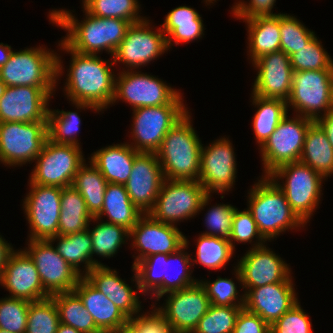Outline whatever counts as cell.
<instances>
[{
  "instance_id": "6da1fadb",
  "label": "cell",
  "mask_w": 333,
  "mask_h": 333,
  "mask_svg": "<svg viewBox=\"0 0 333 333\" xmlns=\"http://www.w3.org/2000/svg\"><path fill=\"white\" fill-rule=\"evenodd\" d=\"M60 43L58 46L61 50L71 54L68 78L64 86L68 99L77 109L91 108L99 113L108 108L114 97L117 76L111 69L113 60L103 61L97 55L81 54L70 49L62 40Z\"/></svg>"
},
{
  "instance_id": "7a4b0ae2",
  "label": "cell",
  "mask_w": 333,
  "mask_h": 333,
  "mask_svg": "<svg viewBox=\"0 0 333 333\" xmlns=\"http://www.w3.org/2000/svg\"><path fill=\"white\" fill-rule=\"evenodd\" d=\"M84 11L86 19L81 22L63 9L49 12V20L68 32L62 41L75 52L97 55L106 50L113 56L131 23L124 19L95 17Z\"/></svg>"
},
{
  "instance_id": "3957f363",
  "label": "cell",
  "mask_w": 333,
  "mask_h": 333,
  "mask_svg": "<svg viewBox=\"0 0 333 333\" xmlns=\"http://www.w3.org/2000/svg\"><path fill=\"white\" fill-rule=\"evenodd\" d=\"M188 245L189 241L185 236V245L177 252L154 254L132 265L135 279L131 281L135 282L136 289L143 294L155 295L159 301L167 293L179 291L198 282V279L191 276L190 267L193 264L190 254L185 252Z\"/></svg>"
},
{
  "instance_id": "277c9868",
  "label": "cell",
  "mask_w": 333,
  "mask_h": 333,
  "mask_svg": "<svg viewBox=\"0 0 333 333\" xmlns=\"http://www.w3.org/2000/svg\"><path fill=\"white\" fill-rule=\"evenodd\" d=\"M187 112L164 136L156 152L164 179L198 181L201 140Z\"/></svg>"
},
{
  "instance_id": "5b68a950",
  "label": "cell",
  "mask_w": 333,
  "mask_h": 333,
  "mask_svg": "<svg viewBox=\"0 0 333 333\" xmlns=\"http://www.w3.org/2000/svg\"><path fill=\"white\" fill-rule=\"evenodd\" d=\"M248 193L247 209L252 213L259 232L266 240H273L287 229L306 225L292 210L284 193L269 176L263 175Z\"/></svg>"
},
{
  "instance_id": "8992f818",
  "label": "cell",
  "mask_w": 333,
  "mask_h": 333,
  "mask_svg": "<svg viewBox=\"0 0 333 333\" xmlns=\"http://www.w3.org/2000/svg\"><path fill=\"white\" fill-rule=\"evenodd\" d=\"M60 56L41 46L13 51L9 61L0 68V79L7 87L32 86L55 88L63 73Z\"/></svg>"
},
{
  "instance_id": "52a82bcc",
  "label": "cell",
  "mask_w": 333,
  "mask_h": 333,
  "mask_svg": "<svg viewBox=\"0 0 333 333\" xmlns=\"http://www.w3.org/2000/svg\"><path fill=\"white\" fill-rule=\"evenodd\" d=\"M268 176L284 193L296 215L307 224L314 210L319 206L322 181L325 178L300 161L284 164ZM283 178L285 182L280 184L278 180Z\"/></svg>"
},
{
  "instance_id": "ba28073f",
  "label": "cell",
  "mask_w": 333,
  "mask_h": 333,
  "mask_svg": "<svg viewBox=\"0 0 333 333\" xmlns=\"http://www.w3.org/2000/svg\"><path fill=\"white\" fill-rule=\"evenodd\" d=\"M211 196L199 181L164 179L148 214L157 221L176 226L175 222L197 215L208 205Z\"/></svg>"
},
{
  "instance_id": "9c48e42d",
  "label": "cell",
  "mask_w": 333,
  "mask_h": 333,
  "mask_svg": "<svg viewBox=\"0 0 333 333\" xmlns=\"http://www.w3.org/2000/svg\"><path fill=\"white\" fill-rule=\"evenodd\" d=\"M287 107L316 121L333 109V69L293 72ZM300 113V114H299ZM320 113V114H319Z\"/></svg>"
},
{
  "instance_id": "30bf717a",
  "label": "cell",
  "mask_w": 333,
  "mask_h": 333,
  "mask_svg": "<svg viewBox=\"0 0 333 333\" xmlns=\"http://www.w3.org/2000/svg\"><path fill=\"white\" fill-rule=\"evenodd\" d=\"M117 75L111 104L117 100H123L125 103H129L133 110L140 107L184 104L179 90L177 91L153 75L129 69L123 70Z\"/></svg>"
},
{
  "instance_id": "8fae6325",
  "label": "cell",
  "mask_w": 333,
  "mask_h": 333,
  "mask_svg": "<svg viewBox=\"0 0 333 333\" xmlns=\"http://www.w3.org/2000/svg\"><path fill=\"white\" fill-rule=\"evenodd\" d=\"M286 115L259 148L263 161L264 174L268 176L276 168L300 160L306 133L315 122L309 118L295 115L292 119Z\"/></svg>"
},
{
  "instance_id": "7c38bea8",
  "label": "cell",
  "mask_w": 333,
  "mask_h": 333,
  "mask_svg": "<svg viewBox=\"0 0 333 333\" xmlns=\"http://www.w3.org/2000/svg\"><path fill=\"white\" fill-rule=\"evenodd\" d=\"M82 149L71 144H57L49 139L34 160L36 166L29 181L37 185L63 188L73 183L74 177L86 161Z\"/></svg>"
},
{
  "instance_id": "4fadbf2b",
  "label": "cell",
  "mask_w": 333,
  "mask_h": 333,
  "mask_svg": "<svg viewBox=\"0 0 333 333\" xmlns=\"http://www.w3.org/2000/svg\"><path fill=\"white\" fill-rule=\"evenodd\" d=\"M184 104L140 107L133 110V137L137 152L156 153L167 132L189 111ZM134 144V145H133Z\"/></svg>"
},
{
  "instance_id": "5bb4252c",
  "label": "cell",
  "mask_w": 333,
  "mask_h": 333,
  "mask_svg": "<svg viewBox=\"0 0 333 333\" xmlns=\"http://www.w3.org/2000/svg\"><path fill=\"white\" fill-rule=\"evenodd\" d=\"M47 139V122H2L0 162L6 166H21L34 162Z\"/></svg>"
},
{
  "instance_id": "9a60e30c",
  "label": "cell",
  "mask_w": 333,
  "mask_h": 333,
  "mask_svg": "<svg viewBox=\"0 0 333 333\" xmlns=\"http://www.w3.org/2000/svg\"><path fill=\"white\" fill-rule=\"evenodd\" d=\"M30 192L23 201L30 233L29 240H50L58 236L62 188L29 181Z\"/></svg>"
},
{
  "instance_id": "2e32d148",
  "label": "cell",
  "mask_w": 333,
  "mask_h": 333,
  "mask_svg": "<svg viewBox=\"0 0 333 333\" xmlns=\"http://www.w3.org/2000/svg\"><path fill=\"white\" fill-rule=\"evenodd\" d=\"M167 294L165 306L154 309L175 333H192L211 305L205 288L198 281Z\"/></svg>"
},
{
  "instance_id": "e0dca14e",
  "label": "cell",
  "mask_w": 333,
  "mask_h": 333,
  "mask_svg": "<svg viewBox=\"0 0 333 333\" xmlns=\"http://www.w3.org/2000/svg\"><path fill=\"white\" fill-rule=\"evenodd\" d=\"M150 27L146 18L132 23L112 56L113 62H122L127 68L130 67L129 70H133L145 66L168 51L162 28L152 31L153 28Z\"/></svg>"
},
{
  "instance_id": "ac0fdd59",
  "label": "cell",
  "mask_w": 333,
  "mask_h": 333,
  "mask_svg": "<svg viewBox=\"0 0 333 333\" xmlns=\"http://www.w3.org/2000/svg\"><path fill=\"white\" fill-rule=\"evenodd\" d=\"M25 252L36 265L44 290L51 296L74 291L82 277L57 252L50 240H29Z\"/></svg>"
},
{
  "instance_id": "d6986e66",
  "label": "cell",
  "mask_w": 333,
  "mask_h": 333,
  "mask_svg": "<svg viewBox=\"0 0 333 333\" xmlns=\"http://www.w3.org/2000/svg\"><path fill=\"white\" fill-rule=\"evenodd\" d=\"M234 269L242 289H252L278 282H292L288 264L268 246L250 248Z\"/></svg>"
},
{
  "instance_id": "ffe728a7",
  "label": "cell",
  "mask_w": 333,
  "mask_h": 333,
  "mask_svg": "<svg viewBox=\"0 0 333 333\" xmlns=\"http://www.w3.org/2000/svg\"><path fill=\"white\" fill-rule=\"evenodd\" d=\"M229 138L215 140L201 148L198 181L208 194L228 192L236 179V158Z\"/></svg>"
},
{
  "instance_id": "44dd1931",
  "label": "cell",
  "mask_w": 333,
  "mask_h": 333,
  "mask_svg": "<svg viewBox=\"0 0 333 333\" xmlns=\"http://www.w3.org/2000/svg\"><path fill=\"white\" fill-rule=\"evenodd\" d=\"M55 88L6 87L0 98V123L47 122L48 101Z\"/></svg>"
},
{
  "instance_id": "7402d4cb",
  "label": "cell",
  "mask_w": 333,
  "mask_h": 333,
  "mask_svg": "<svg viewBox=\"0 0 333 333\" xmlns=\"http://www.w3.org/2000/svg\"><path fill=\"white\" fill-rule=\"evenodd\" d=\"M132 246L137 250L133 266L140 260L154 254H172L185 245V236L177 226L155 220L150 214H143L130 230Z\"/></svg>"
},
{
  "instance_id": "603a6c76",
  "label": "cell",
  "mask_w": 333,
  "mask_h": 333,
  "mask_svg": "<svg viewBox=\"0 0 333 333\" xmlns=\"http://www.w3.org/2000/svg\"><path fill=\"white\" fill-rule=\"evenodd\" d=\"M164 181L162 167L156 153L139 152L132 172L124 184L132 203L144 214L149 213Z\"/></svg>"
},
{
  "instance_id": "cb8c5ba5",
  "label": "cell",
  "mask_w": 333,
  "mask_h": 333,
  "mask_svg": "<svg viewBox=\"0 0 333 333\" xmlns=\"http://www.w3.org/2000/svg\"><path fill=\"white\" fill-rule=\"evenodd\" d=\"M0 285L11 298L37 302L50 297L44 290L36 265L24 250H13L0 276Z\"/></svg>"
},
{
  "instance_id": "d4e9b609",
  "label": "cell",
  "mask_w": 333,
  "mask_h": 333,
  "mask_svg": "<svg viewBox=\"0 0 333 333\" xmlns=\"http://www.w3.org/2000/svg\"><path fill=\"white\" fill-rule=\"evenodd\" d=\"M252 65L258 70L252 93L264 98H279L287 101L294 72L290 57L279 50L261 56Z\"/></svg>"
},
{
  "instance_id": "484cf974",
  "label": "cell",
  "mask_w": 333,
  "mask_h": 333,
  "mask_svg": "<svg viewBox=\"0 0 333 333\" xmlns=\"http://www.w3.org/2000/svg\"><path fill=\"white\" fill-rule=\"evenodd\" d=\"M293 282H278L244 291V308L272 325L298 303Z\"/></svg>"
},
{
  "instance_id": "4316f807",
  "label": "cell",
  "mask_w": 333,
  "mask_h": 333,
  "mask_svg": "<svg viewBox=\"0 0 333 333\" xmlns=\"http://www.w3.org/2000/svg\"><path fill=\"white\" fill-rule=\"evenodd\" d=\"M83 277L111 300L129 319L140 313L142 306L140 305L141 302L139 301L137 290H133L130 285L126 284L118 276L116 270L106 265H98Z\"/></svg>"
},
{
  "instance_id": "83f0119b",
  "label": "cell",
  "mask_w": 333,
  "mask_h": 333,
  "mask_svg": "<svg viewBox=\"0 0 333 333\" xmlns=\"http://www.w3.org/2000/svg\"><path fill=\"white\" fill-rule=\"evenodd\" d=\"M74 291L92 315L101 332H111L128 327L129 318L102 292L94 288L83 276Z\"/></svg>"
},
{
  "instance_id": "f1b7e54d",
  "label": "cell",
  "mask_w": 333,
  "mask_h": 333,
  "mask_svg": "<svg viewBox=\"0 0 333 333\" xmlns=\"http://www.w3.org/2000/svg\"><path fill=\"white\" fill-rule=\"evenodd\" d=\"M129 143L113 144L91 154L89 160L98 168L108 183L124 185L132 172L138 154Z\"/></svg>"
},
{
  "instance_id": "f546056e",
  "label": "cell",
  "mask_w": 333,
  "mask_h": 333,
  "mask_svg": "<svg viewBox=\"0 0 333 333\" xmlns=\"http://www.w3.org/2000/svg\"><path fill=\"white\" fill-rule=\"evenodd\" d=\"M143 214L130 200L124 185L107 183L102 209L93 222L105 215L109 219L105 222L121 225L130 231Z\"/></svg>"
},
{
  "instance_id": "4dcf8cb0",
  "label": "cell",
  "mask_w": 333,
  "mask_h": 333,
  "mask_svg": "<svg viewBox=\"0 0 333 333\" xmlns=\"http://www.w3.org/2000/svg\"><path fill=\"white\" fill-rule=\"evenodd\" d=\"M248 27V47L252 63L265 54L280 50V14L244 20Z\"/></svg>"
},
{
  "instance_id": "1f68e13d",
  "label": "cell",
  "mask_w": 333,
  "mask_h": 333,
  "mask_svg": "<svg viewBox=\"0 0 333 333\" xmlns=\"http://www.w3.org/2000/svg\"><path fill=\"white\" fill-rule=\"evenodd\" d=\"M161 27L166 36L168 48H171L173 42L176 45H179L180 42L188 43L200 39L204 35L202 17L195 9L188 6L172 9L166 15Z\"/></svg>"
},
{
  "instance_id": "d6a6232c",
  "label": "cell",
  "mask_w": 333,
  "mask_h": 333,
  "mask_svg": "<svg viewBox=\"0 0 333 333\" xmlns=\"http://www.w3.org/2000/svg\"><path fill=\"white\" fill-rule=\"evenodd\" d=\"M93 218L83 197L73 185L63 187L58 235H70L84 231L88 229Z\"/></svg>"
},
{
  "instance_id": "836d02e7",
  "label": "cell",
  "mask_w": 333,
  "mask_h": 333,
  "mask_svg": "<svg viewBox=\"0 0 333 333\" xmlns=\"http://www.w3.org/2000/svg\"><path fill=\"white\" fill-rule=\"evenodd\" d=\"M299 161L320 173L324 178L333 174V147L326 133L316 122L308 128Z\"/></svg>"
},
{
  "instance_id": "e575fe53",
  "label": "cell",
  "mask_w": 333,
  "mask_h": 333,
  "mask_svg": "<svg viewBox=\"0 0 333 333\" xmlns=\"http://www.w3.org/2000/svg\"><path fill=\"white\" fill-rule=\"evenodd\" d=\"M56 240L59 241L57 246L55 245L58 254L81 276L86 275L96 266L92 262V238L88 229L50 239L52 243ZM81 263H84L85 271H81Z\"/></svg>"
},
{
  "instance_id": "d590c367",
  "label": "cell",
  "mask_w": 333,
  "mask_h": 333,
  "mask_svg": "<svg viewBox=\"0 0 333 333\" xmlns=\"http://www.w3.org/2000/svg\"><path fill=\"white\" fill-rule=\"evenodd\" d=\"M251 95L253 105L258 108L253 117V131L261 147L288 114V107L283 99L264 98L253 93Z\"/></svg>"
},
{
  "instance_id": "8d00e7d4",
  "label": "cell",
  "mask_w": 333,
  "mask_h": 333,
  "mask_svg": "<svg viewBox=\"0 0 333 333\" xmlns=\"http://www.w3.org/2000/svg\"><path fill=\"white\" fill-rule=\"evenodd\" d=\"M89 163L90 167L86 163L81 165L72 185L83 197L90 214L96 217L102 209L108 182L98 168L91 161Z\"/></svg>"
},
{
  "instance_id": "74e56055",
  "label": "cell",
  "mask_w": 333,
  "mask_h": 333,
  "mask_svg": "<svg viewBox=\"0 0 333 333\" xmlns=\"http://www.w3.org/2000/svg\"><path fill=\"white\" fill-rule=\"evenodd\" d=\"M50 297L58 308L60 323L72 326L83 333H101L75 291L57 293Z\"/></svg>"
},
{
  "instance_id": "f35d334b",
  "label": "cell",
  "mask_w": 333,
  "mask_h": 333,
  "mask_svg": "<svg viewBox=\"0 0 333 333\" xmlns=\"http://www.w3.org/2000/svg\"><path fill=\"white\" fill-rule=\"evenodd\" d=\"M96 222V226L89 229V234L92 238V262L98 265H104L98 260L93 259V254L99 255V257L110 258L117 253L122 244H125L126 240L130 237V231L121 225H115L112 223L99 220ZM127 238V239H126Z\"/></svg>"
},
{
  "instance_id": "ab89813d",
  "label": "cell",
  "mask_w": 333,
  "mask_h": 333,
  "mask_svg": "<svg viewBox=\"0 0 333 333\" xmlns=\"http://www.w3.org/2000/svg\"><path fill=\"white\" fill-rule=\"evenodd\" d=\"M196 259L191 257L194 263H199L208 269L218 270L223 268L234 254V248L229 239L200 234L197 238Z\"/></svg>"
},
{
  "instance_id": "60d3db41",
  "label": "cell",
  "mask_w": 333,
  "mask_h": 333,
  "mask_svg": "<svg viewBox=\"0 0 333 333\" xmlns=\"http://www.w3.org/2000/svg\"><path fill=\"white\" fill-rule=\"evenodd\" d=\"M80 123L81 119L75 111L48 109V139L57 144H71L80 147V143L76 138Z\"/></svg>"
},
{
  "instance_id": "b9f144b4",
  "label": "cell",
  "mask_w": 333,
  "mask_h": 333,
  "mask_svg": "<svg viewBox=\"0 0 333 333\" xmlns=\"http://www.w3.org/2000/svg\"><path fill=\"white\" fill-rule=\"evenodd\" d=\"M137 0H83V9L95 17L118 18L131 24L142 21Z\"/></svg>"
},
{
  "instance_id": "7bdbcfd3",
  "label": "cell",
  "mask_w": 333,
  "mask_h": 333,
  "mask_svg": "<svg viewBox=\"0 0 333 333\" xmlns=\"http://www.w3.org/2000/svg\"><path fill=\"white\" fill-rule=\"evenodd\" d=\"M59 324L58 308L51 297L30 303L26 333H56Z\"/></svg>"
},
{
  "instance_id": "ee69618b",
  "label": "cell",
  "mask_w": 333,
  "mask_h": 333,
  "mask_svg": "<svg viewBox=\"0 0 333 333\" xmlns=\"http://www.w3.org/2000/svg\"><path fill=\"white\" fill-rule=\"evenodd\" d=\"M244 306L210 305L192 333H232L236 318Z\"/></svg>"
},
{
  "instance_id": "f6af8a7d",
  "label": "cell",
  "mask_w": 333,
  "mask_h": 333,
  "mask_svg": "<svg viewBox=\"0 0 333 333\" xmlns=\"http://www.w3.org/2000/svg\"><path fill=\"white\" fill-rule=\"evenodd\" d=\"M289 57L294 72L333 69V59L325 51L316 36L306 46L301 47L298 52L291 54Z\"/></svg>"
},
{
  "instance_id": "bcb514c9",
  "label": "cell",
  "mask_w": 333,
  "mask_h": 333,
  "mask_svg": "<svg viewBox=\"0 0 333 333\" xmlns=\"http://www.w3.org/2000/svg\"><path fill=\"white\" fill-rule=\"evenodd\" d=\"M316 34L305 27L295 16L280 14V50L290 56L306 46Z\"/></svg>"
},
{
  "instance_id": "7dc6e473",
  "label": "cell",
  "mask_w": 333,
  "mask_h": 333,
  "mask_svg": "<svg viewBox=\"0 0 333 333\" xmlns=\"http://www.w3.org/2000/svg\"><path fill=\"white\" fill-rule=\"evenodd\" d=\"M30 301L5 297L0 299V329L26 333Z\"/></svg>"
},
{
  "instance_id": "c3c4849f",
  "label": "cell",
  "mask_w": 333,
  "mask_h": 333,
  "mask_svg": "<svg viewBox=\"0 0 333 333\" xmlns=\"http://www.w3.org/2000/svg\"><path fill=\"white\" fill-rule=\"evenodd\" d=\"M200 283L205 288L208 298L212 305L215 306H244L245 295H238L239 291L233 279L221 278L218 276L216 280L202 281ZM238 296L240 298H238Z\"/></svg>"
},
{
  "instance_id": "681fc988",
  "label": "cell",
  "mask_w": 333,
  "mask_h": 333,
  "mask_svg": "<svg viewBox=\"0 0 333 333\" xmlns=\"http://www.w3.org/2000/svg\"><path fill=\"white\" fill-rule=\"evenodd\" d=\"M254 237L257 238L258 241L253 244V248L265 245L267 240L259 232L252 213L248 209L240 211L236 208L233 216L231 236L229 238L230 244L235 249V241L238 243H251Z\"/></svg>"
},
{
  "instance_id": "f907efd6",
  "label": "cell",
  "mask_w": 333,
  "mask_h": 333,
  "mask_svg": "<svg viewBox=\"0 0 333 333\" xmlns=\"http://www.w3.org/2000/svg\"><path fill=\"white\" fill-rule=\"evenodd\" d=\"M235 209L231 204H216L211 207L205 218V224L209 230L202 234L229 239Z\"/></svg>"
},
{
  "instance_id": "816d5d0a",
  "label": "cell",
  "mask_w": 333,
  "mask_h": 333,
  "mask_svg": "<svg viewBox=\"0 0 333 333\" xmlns=\"http://www.w3.org/2000/svg\"><path fill=\"white\" fill-rule=\"evenodd\" d=\"M310 321L298 302L270 325V333H313Z\"/></svg>"
},
{
  "instance_id": "f5cc1de1",
  "label": "cell",
  "mask_w": 333,
  "mask_h": 333,
  "mask_svg": "<svg viewBox=\"0 0 333 333\" xmlns=\"http://www.w3.org/2000/svg\"><path fill=\"white\" fill-rule=\"evenodd\" d=\"M150 312L129 319L128 327L133 333H175L155 309Z\"/></svg>"
},
{
  "instance_id": "db71d44e",
  "label": "cell",
  "mask_w": 333,
  "mask_h": 333,
  "mask_svg": "<svg viewBox=\"0 0 333 333\" xmlns=\"http://www.w3.org/2000/svg\"><path fill=\"white\" fill-rule=\"evenodd\" d=\"M275 2L276 0H250L247 4L245 1H239L231 9L233 15L241 20L255 16L279 15L281 13L276 14L272 12Z\"/></svg>"
},
{
  "instance_id": "11a10c76",
  "label": "cell",
  "mask_w": 333,
  "mask_h": 333,
  "mask_svg": "<svg viewBox=\"0 0 333 333\" xmlns=\"http://www.w3.org/2000/svg\"><path fill=\"white\" fill-rule=\"evenodd\" d=\"M232 333H270V325L259 315L242 308Z\"/></svg>"
},
{
  "instance_id": "9f6ffc18",
  "label": "cell",
  "mask_w": 333,
  "mask_h": 333,
  "mask_svg": "<svg viewBox=\"0 0 333 333\" xmlns=\"http://www.w3.org/2000/svg\"><path fill=\"white\" fill-rule=\"evenodd\" d=\"M320 128L326 133L329 143L333 147V109L325 115H321L315 121Z\"/></svg>"
},
{
  "instance_id": "6f0895ef",
  "label": "cell",
  "mask_w": 333,
  "mask_h": 333,
  "mask_svg": "<svg viewBox=\"0 0 333 333\" xmlns=\"http://www.w3.org/2000/svg\"><path fill=\"white\" fill-rule=\"evenodd\" d=\"M11 244L7 243L5 239L0 235V276L5 267L7 259L10 253L13 251Z\"/></svg>"
},
{
  "instance_id": "680465c9",
  "label": "cell",
  "mask_w": 333,
  "mask_h": 333,
  "mask_svg": "<svg viewBox=\"0 0 333 333\" xmlns=\"http://www.w3.org/2000/svg\"><path fill=\"white\" fill-rule=\"evenodd\" d=\"M12 52L11 46L0 43V68L9 61Z\"/></svg>"
},
{
  "instance_id": "91938a15",
  "label": "cell",
  "mask_w": 333,
  "mask_h": 333,
  "mask_svg": "<svg viewBox=\"0 0 333 333\" xmlns=\"http://www.w3.org/2000/svg\"><path fill=\"white\" fill-rule=\"evenodd\" d=\"M56 333H83V332L74 329L72 326H68L63 323H60L58 325Z\"/></svg>"
},
{
  "instance_id": "94428289",
  "label": "cell",
  "mask_w": 333,
  "mask_h": 333,
  "mask_svg": "<svg viewBox=\"0 0 333 333\" xmlns=\"http://www.w3.org/2000/svg\"><path fill=\"white\" fill-rule=\"evenodd\" d=\"M6 84L0 79V98L4 95Z\"/></svg>"
},
{
  "instance_id": "6125c7cd",
  "label": "cell",
  "mask_w": 333,
  "mask_h": 333,
  "mask_svg": "<svg viewBox=\"0 0 333 333\" xmlns=\"http://www.w3.org/2000/svg\"><path fill=\"white\" fill-rule=\"evenodd\" d=\"M113 333H133V331L129 327H126L120 330H115Z\"/></svg>"
},
{
  "instance_id": "be15d7a7",
  "label": "cell",
  "mask_w": 333,
  "mask_h": 333,
  "mask_svg": "<svg viewBox=\"0 0 333 333\" xmlns=\"http://www.w3.org/2000/svg\"><path fill=\"white\" fill-rule=\"evenodd\" d=\"M0 333H12V332H9V331H7V330L0 329Z\"/></svg>"
}]
</instances>
